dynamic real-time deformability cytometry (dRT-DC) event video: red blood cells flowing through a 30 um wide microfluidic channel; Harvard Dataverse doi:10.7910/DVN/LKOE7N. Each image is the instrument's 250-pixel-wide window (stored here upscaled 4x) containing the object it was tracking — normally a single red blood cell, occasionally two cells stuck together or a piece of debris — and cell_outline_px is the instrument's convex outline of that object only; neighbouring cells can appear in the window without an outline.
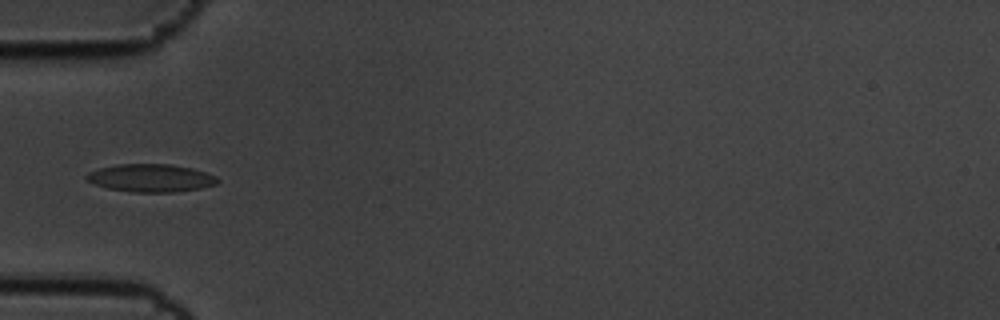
{"species": "common noctule bat (a hibernating species)", "species_latin": "Nyctalus noctula", "temperature_condition": "cold", "stored_images_in_passage": 7, "camera_frame_rate_fps": 3000, "um_per_image_px": 0.085, "animal": {"sex": "male", "body_mass_g": 19.5, "forearm_length_mm": 54.6}, "frame": {"image": 1, "passage_image": 1, "time_ms": 0.0, "image_size_px": [1000, 320], "cell_outline_px": [[220, 180], [216, 184], [200, 188], [176, 192], [132, 192], [108, 188], [92, 184], [84, 180], [84, 176], [88, 172], [100, 168], [120, 164], [172, 164], [192, 168], [216, 176]], "centroid_in_image_um": [12.78, 15.13], "position_along_channel_um": 72.2, "area_um2": 21.39}}
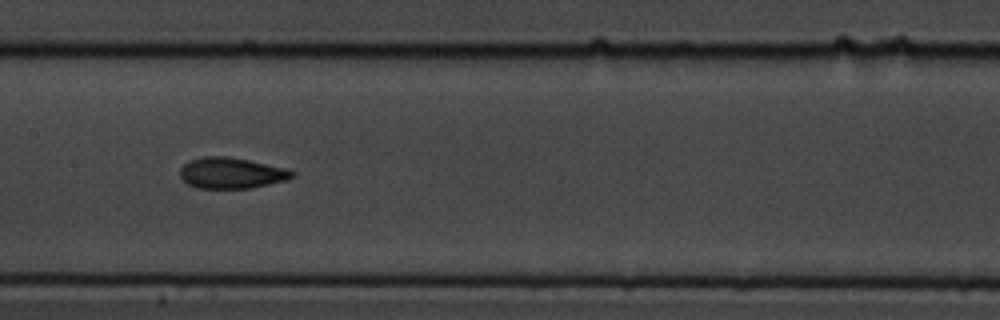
{"frame": {"image": 2, "passage_image": 4, "time_ms": 1.0, "image_size_px": [1000, 320], "cell_outline_px": [[296, 172], [288, 180], [248, 188], [196, 188], [188, 184], [180, 176], [180, 168], [188, 160], [204, 156], [228, 156], [288, 168]], "centroid_in_image_um": [19.66, 14.7], "position_along_channel_um": 187.7, "area_um2": 20.29}}
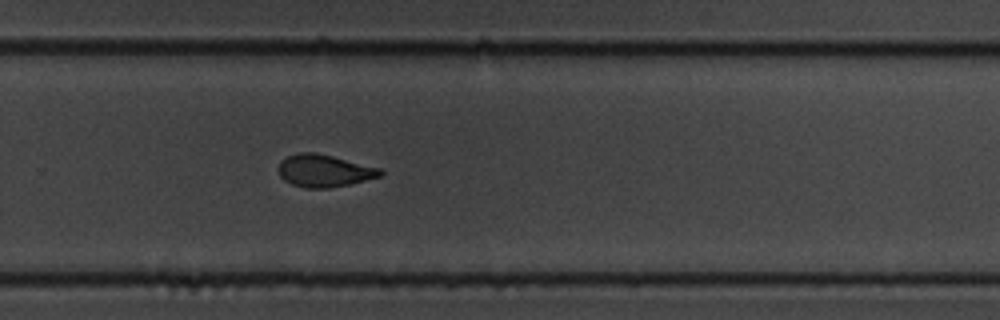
{"frame": {"image": 3, "passage_image": 7, "time_ms": 2.0, "image_size_px": [1000, 320], "cell_outline_px": [[384, 172], [380, 176], [348, 184], [328, 188], [304, 188], [292, 184], [284, 180], [280, 176], [280, 160], [288, 156], [300, 152], [316, 152], [380, 168]], "centroid_in_image_um": [27.54, 14.51], "position_along_channel_um": 302.3, "area_um2": 18.96}}